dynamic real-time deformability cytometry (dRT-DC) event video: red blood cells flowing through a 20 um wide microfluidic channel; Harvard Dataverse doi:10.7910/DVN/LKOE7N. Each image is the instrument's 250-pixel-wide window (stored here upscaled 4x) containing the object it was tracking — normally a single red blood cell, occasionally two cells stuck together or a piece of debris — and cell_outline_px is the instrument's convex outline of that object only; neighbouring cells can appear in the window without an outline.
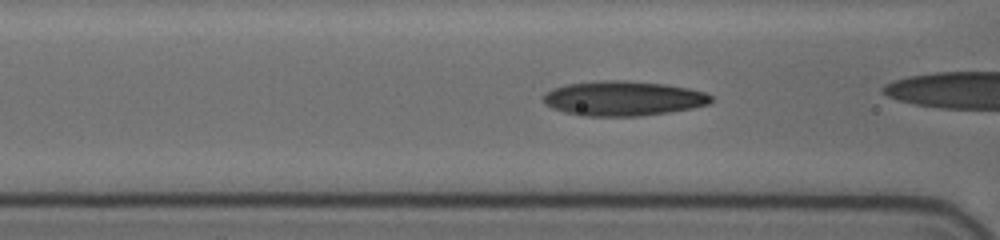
{"species": "human", "species_latin": "Homo sapiens", "temperature_condition": "cold", "stored_images_in_passage": 28, "camera_frame_rate_fps": 3000, "um_per_image_px": 0.085, "donor": {"sex": "female"}, "frame": {"image": 1, "passage_image": 5, "time_ms": 1.333, "image_size_px": [1000, 240], "cell_outline_px": [[712, 100], [708, 104], [692, 108], [668, 112], [640, 116], [580, 116], [564, 112], [552, 108], [544, 104], [544, 96], [552, 88], [564, 84], [600, 80], [628, 80], [668, 84], [688, 88], [704, 92], [712, 96]], "centroid_in_image_um": [52.95, 8.36], "position_along_channel_um": 113.6, "area_um2": 34.22}}